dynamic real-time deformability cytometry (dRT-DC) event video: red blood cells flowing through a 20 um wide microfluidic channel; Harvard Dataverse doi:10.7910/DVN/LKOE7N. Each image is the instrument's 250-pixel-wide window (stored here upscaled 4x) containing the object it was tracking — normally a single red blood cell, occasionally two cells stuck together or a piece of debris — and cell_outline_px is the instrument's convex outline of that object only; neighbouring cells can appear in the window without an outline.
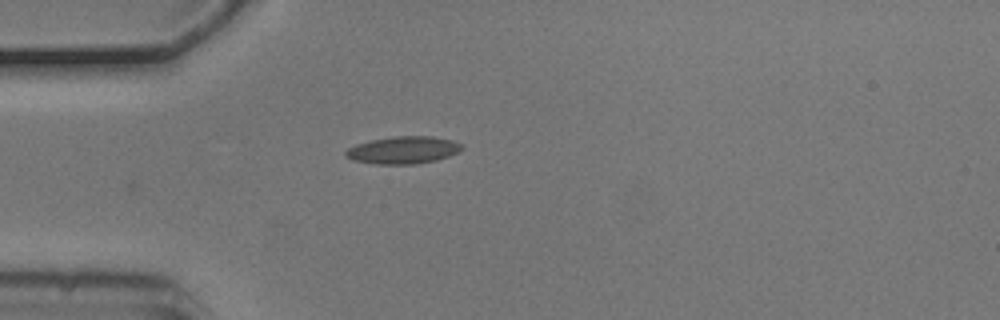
{"species": "common noctule bat (a hibernating species)", "species_latin": "Nyctalus noctula", "temperature_condition": "cold", "stored_images_in_passage": 2, "camera_frame_rate_fps": 3000, "um_per_image_px": 0.085, "animal": {"sex": "male", "body_mass_g": 20.5, "forearm_length_mm": 52.5}, "frame": {"image": 1, "passage_image": 1, "time_ms": 0.0, "image_size_px": [1000, 320], "cell_outline_px": [[464, 148], [448, 156], [436, 160], [416, 164], [376, 164], [352, 160], [344, 156], [344, 152], [348, 148], [356, 144], [372, 140], [396, 136], [432, 136], [452, 140], [460, 144]], "centroid_in_image_um": [34.24, 12.76], "position_along_channel_um": 50.8, "area_um2": 18.44}}